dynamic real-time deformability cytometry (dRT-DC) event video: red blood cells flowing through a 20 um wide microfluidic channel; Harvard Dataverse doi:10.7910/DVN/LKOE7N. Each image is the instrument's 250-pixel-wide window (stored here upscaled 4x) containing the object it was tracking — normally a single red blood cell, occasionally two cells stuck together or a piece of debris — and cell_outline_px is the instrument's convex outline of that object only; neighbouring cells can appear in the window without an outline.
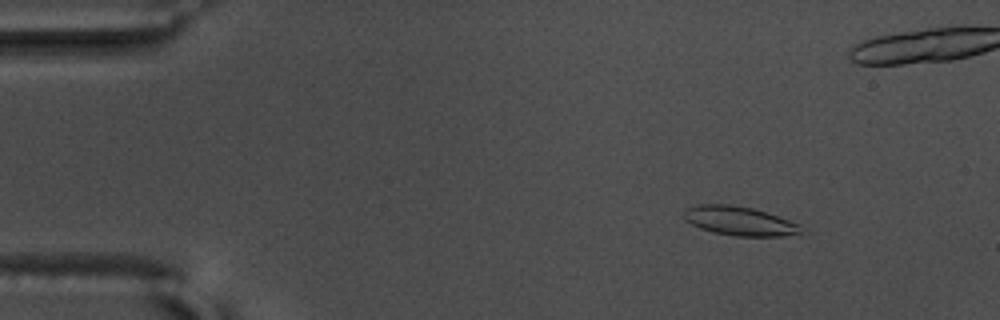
{"species": "common noctule bat (a hibernating species)", "species_latin": "Nyctalus noctula", "temperature_condition": "warm", "stored_images_in_passage": 58, "camera_frame_rate_fps": 3000, "um_per_image_px": 0.085, "animal": {"sex": "male", "body_mass_g": 17.5, "forearm_length_mm": 52.3}, "frame": {"image": 1, "passage_image": 8, "time_ms": 2.333, "image_size_px": [1000, 320], "cell_outline_px": [[804, 236], [736, 236], [712, 232], [700, 228], [684, 220], [684, 208], [696, 204], [728, 204], [752, 208], [800, 224]], "centroid_in_image_um": [62.87, 18.79], "position_along_channel_um": 22.1, "area_um2": 20.06}}
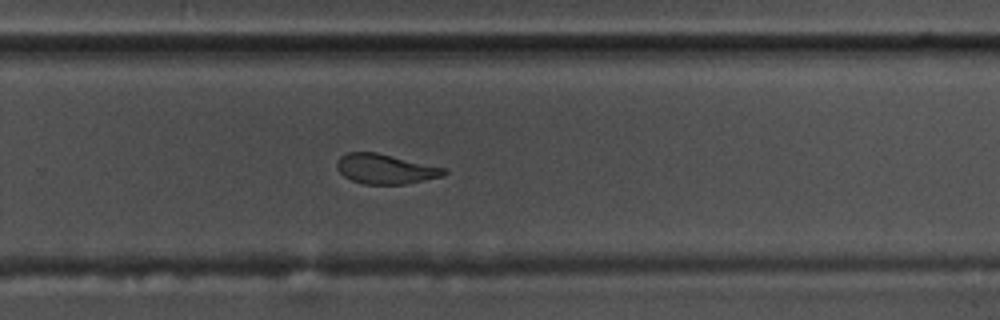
{"frame": {"image": 2, "passage_image": 38, "time_ms": 12.333, "image_size_px": [1000, 320], "cell_outline_px": [[448, 172], [444, 176], [404, 184], [364, 184], [352, 180], [344, 176], [336, 168], [336, 164], [340, 156], [348, 152], [376, 152], [448, 168]], "centroid_in_image_um": [32.79, 14.35], "position_along_channel_um": 297.0, "area_um2": 18.73}}
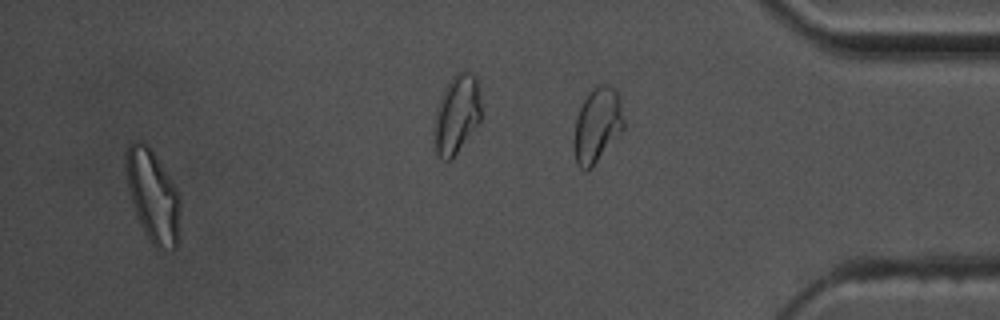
{"frame": {"image": 3, "passage_image": 55, "time_ms": 18.0, "image_size_px": [1000, 320], "cell_outline_px": [[180, 208], [176, 248], [172, 252], [164, 252], [156, 248], [152, 244], [144, 232], [136, 216], [132, 204], [128, 188], [124, 168], [124, 152], [128, 144], [136, 140], [140, 140], [148, 144], [152, 148], [176, 188], [180, 200]], "centroid_in_image_um": [12.96, 16.63], "position_along_channel_um": 422.2, "area_um2": 29.82}, "authors_computed_cell_mechanics": {"area_um2": 20.0277, "velocity_mm_per_s": 3.6234, "shape_relaxation_time_tau1_ms": 5.3184, "shape_relaxation_time_tau2_ms": 1.8303, "deformation_change_tau1": 0.1811, "deformation_change_tau2": 0.0776}}